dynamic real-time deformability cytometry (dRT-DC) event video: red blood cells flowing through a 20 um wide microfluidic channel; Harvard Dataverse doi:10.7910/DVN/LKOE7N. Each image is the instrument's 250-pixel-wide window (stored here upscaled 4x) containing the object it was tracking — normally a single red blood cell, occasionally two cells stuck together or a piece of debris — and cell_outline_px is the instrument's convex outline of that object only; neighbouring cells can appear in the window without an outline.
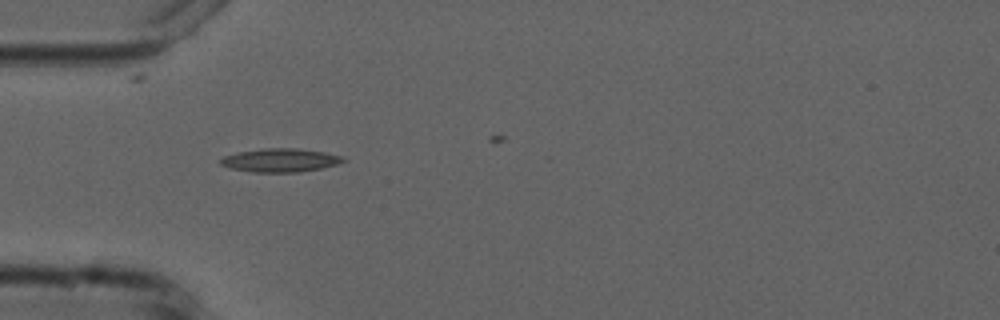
{"species": "common noctule bat (a hibernating species)", "species_latin": "Nyctalus noctula", "temperature_condition": "cold", "stored_images_in_passage": 4, "camera_frame_rate_fps": 3000, "um_per_image_px": 0.085, "animal": {"sex": "male", "forearm_length_mm": 52.5}, "frame": {"image": 1, "passage_image": 3, "time_ms": 3.0, "image_size_px": [1000, 320], "cell_outline_px": [[344, 160], [336, 164], [320, 168], [300, 172], [252, 172], [228, 168], [220, 164], [220, 160], [224, 156], [240, 152], [264, 148], [296, 148], [324, 152], [340, 156]], "centroid_in_image_um": [23.76, 13.62], "position_along_channel_um": 61.2, "area_um2": 16.53}}